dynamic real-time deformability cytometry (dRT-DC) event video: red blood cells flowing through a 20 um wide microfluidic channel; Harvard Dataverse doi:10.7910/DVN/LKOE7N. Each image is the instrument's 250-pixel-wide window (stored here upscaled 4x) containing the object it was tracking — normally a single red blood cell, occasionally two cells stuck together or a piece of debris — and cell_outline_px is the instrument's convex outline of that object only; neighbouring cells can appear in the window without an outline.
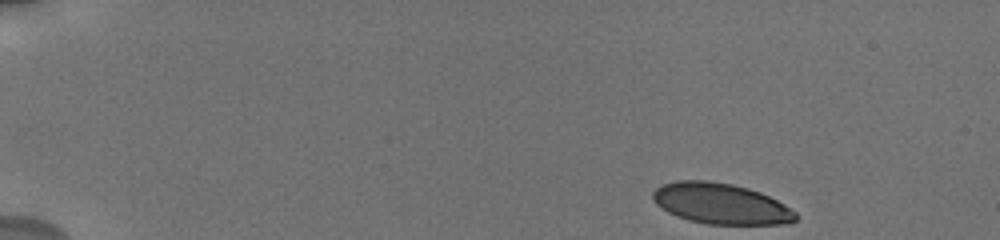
{"species": "human", "species_latin": "Homo sapiens", "temperature_condition": "cold", "stored_images_in_passage": 10, "camera_frame_rate_fps": 3000, "um_per_image_px": 0.085, "donor": {"sex": "male"}, "frame": {"image": 1, "passage_image": 1, "time_ms": 0.0, "image_size_px": [1000, 240], "cell_outline_px": [[796, 220], [788, 224], [708, 224], [688, 220], [676, 216], [668, 212], [656, 204], [652, 200], [652, 192], [660, 184], [676, 180], [708, 180], [732, 184], [748, 188], [760, 192], [784, 204], [796, 212]], "centroid_in_image_um": [61.23, 17.3], "position_along_channel_um": 23.8, "area_um2": 34.1}}